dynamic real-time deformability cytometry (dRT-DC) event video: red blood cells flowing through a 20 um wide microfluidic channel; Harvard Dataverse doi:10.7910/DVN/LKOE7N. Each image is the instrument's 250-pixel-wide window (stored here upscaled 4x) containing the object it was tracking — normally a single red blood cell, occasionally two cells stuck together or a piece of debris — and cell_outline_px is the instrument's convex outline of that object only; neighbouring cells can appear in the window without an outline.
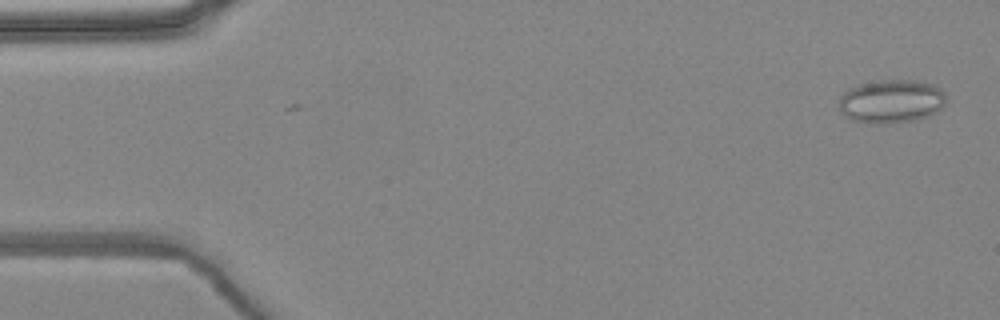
{"species": "common noctule bat (a hibernating species)", "species_latin": "Nyctalus noctula", "temperature_condition": "warm", "stored_images_in_passage": 2, "camera_frame_rate_fps": 3000, "um_per_image_px": 0.085, "animal": {"sex": "female", "body_mass_g": 24.6, "forearm_length_mm": 56.2}, "frame": {"image": 1, "passage_image": 2, "time_ms": 0.333, "image_size_px": [1000, 320], "cell_outline_px": [[944, 104], [936, 112], [928, 116], [916, 120], [884, 124], [872, 124], [852, 120], [844, 116], [840, 112], [840, 96], [848, 88], [860, 84], [880, 80], [924, 80], [936, 84], [944, 92]], "centroid_in_image_um": [75.76, 8.61], "position_along_channel_um": 9.2, "area_um2": 27.51}}